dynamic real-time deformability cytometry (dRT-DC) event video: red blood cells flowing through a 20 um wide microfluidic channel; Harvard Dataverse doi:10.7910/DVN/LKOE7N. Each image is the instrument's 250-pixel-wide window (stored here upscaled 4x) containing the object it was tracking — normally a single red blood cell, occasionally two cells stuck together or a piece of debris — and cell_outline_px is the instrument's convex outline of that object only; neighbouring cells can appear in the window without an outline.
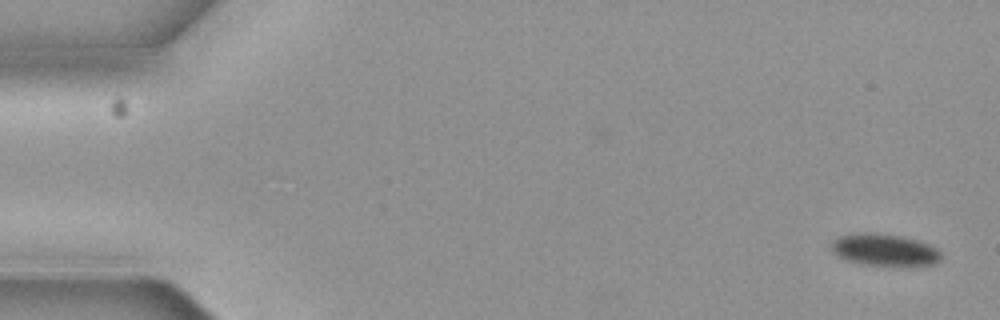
{"species": "common noctule bat (a hibernating species)", "species_latin": "Nyctalus noctula", "temperature_condition": "cold", "stored_images_in_passage": 7, "camera_frame_rate_fps": 3000, "um_per_image_px": 0.085, "animal": {"sex": "female", "body_mass_g": 19.3, "forearm_length_mm": 54.1}, "frame": {"image": 1, "passage_image": 1, "time_ms": 0.0, "image_size_px": [1000, 320], "cell_outline_px": [[940, 260], [932, 264], [860, 264], [844, 260], [836, 256], [832, 252], [832, 244], [840, 236], [872, 232], [876, 232], [900, 236], [916, 240], [928, 244], [936, 248], [940, 252]], "centroid_in_image_um": [75.14, 21.23], "position_along_channel_um": 9.9, "area_um2": 19.83}}
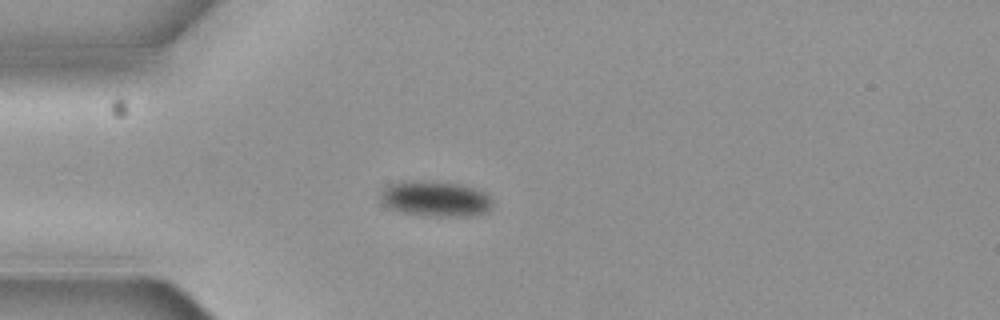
{"frame": {"image": 2, "passage_image": 5, "time_ms": 1.333, "image_size_px": [1000, 320], "cell_outline_px": [[492, 204], [488, 212], [472, 216], [436, 216], [400, 212], [388, 208], [384, 204], [380, 196], [380, 192], [388, 184], [412, 180], [420, 180], [460, 184], [476, 188], [484, 192], [492, 200]], "centroid_in_image_um": [37.01, 16.89], "position_along_channel_um": 48.0, "area_um2": 23.29}}